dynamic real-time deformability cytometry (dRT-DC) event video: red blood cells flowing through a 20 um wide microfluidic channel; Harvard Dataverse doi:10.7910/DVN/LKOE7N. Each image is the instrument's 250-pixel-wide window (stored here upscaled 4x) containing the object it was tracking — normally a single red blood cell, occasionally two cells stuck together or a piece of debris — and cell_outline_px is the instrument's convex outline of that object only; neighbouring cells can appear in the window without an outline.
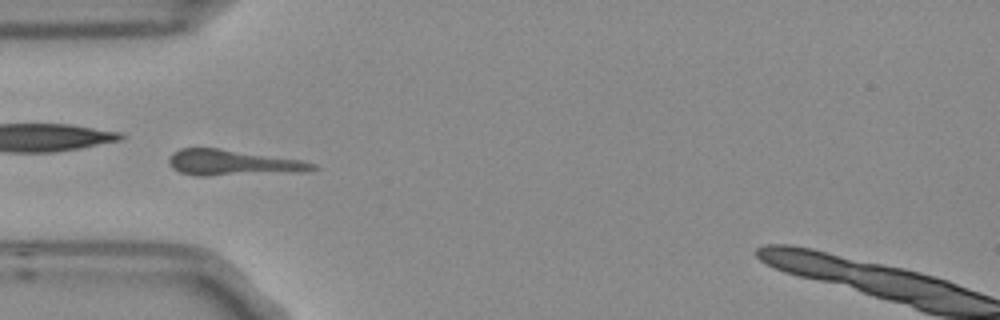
{"species": "Egyptian fruit bat (a non-hibernating species)", "species_latin": "Rousettus aegyptiacus", "temperature_condition": "room temperature", "stored_images_in_passage": 6, "camera_frame_rate_fps": 3000, "um_per_image_px": 0.085, "frame": {"image": 1, "passage_image": 4, "time_ms": 1.0, "image_size_px": [1000, 320], "cell_outline_px": [[320, 168], [308, 172], [208, 176], [196, 176], [180, 172], [172, 168], [168, 164], [168, 156], [172, 152], [180, 148], [220, 148], [300, 160], [316, 164]], "centroid_in_image_um": [19.79, 13.84], "position_along_channel_um": 65.2, "area_um2": 22.02}}